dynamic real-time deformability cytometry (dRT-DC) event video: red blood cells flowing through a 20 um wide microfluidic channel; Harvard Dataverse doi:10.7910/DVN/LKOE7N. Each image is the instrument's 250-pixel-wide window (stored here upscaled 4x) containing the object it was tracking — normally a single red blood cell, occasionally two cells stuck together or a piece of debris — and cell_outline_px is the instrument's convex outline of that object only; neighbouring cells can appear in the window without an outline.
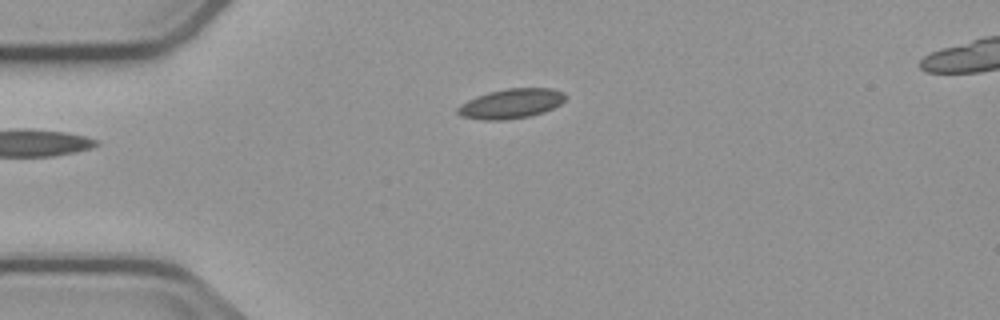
{"species": "common noctule bat (a hibernating species)", "species_latin": "Nyctalus noctula", "temperature_condition": "cold", "stored_images_in_passage": 3, "camera_frame_rate_fps": 3000, "um_per_image_px": 0.085, "animal": {"sex": "male", "body_mass_g": 23.1, "forearm_length_mm": 52.7}, "frame": {"image": 1, "passage_image": 3, "time_ms": 3.333, "image_size_px": [1000, 320], "cell_outline_px": [[568, 96], [560, 104], [544, 112], [532, 116], [504, 120], [484, 120], [460, 116], [456, 112], [456, 108], [460, 104], [476, 96], [488, 92], [508, 88], [552, 88], [564, 92]], "centroid_in_image_um": [43.44, 8.81], "position_along_channel_um": 41.6, "area_um2": 18.84}}